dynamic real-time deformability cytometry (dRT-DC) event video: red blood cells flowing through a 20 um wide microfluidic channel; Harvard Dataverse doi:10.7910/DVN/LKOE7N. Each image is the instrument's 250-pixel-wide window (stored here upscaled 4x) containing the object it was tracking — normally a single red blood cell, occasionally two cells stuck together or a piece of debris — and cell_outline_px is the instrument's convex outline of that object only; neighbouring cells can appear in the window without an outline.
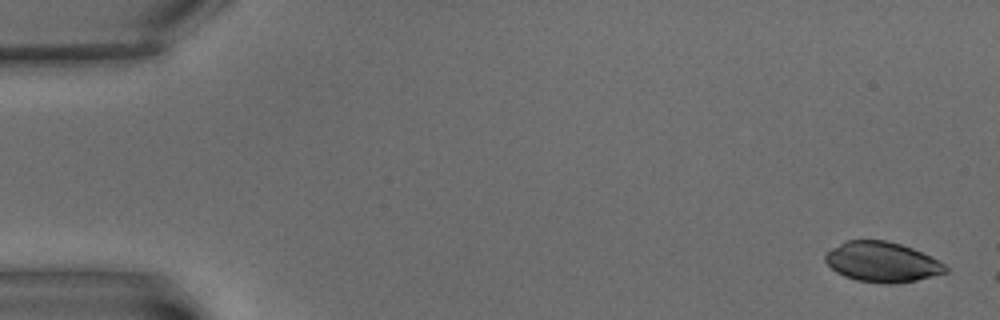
{"species": "common noctule bat (a hibernating species)", "species_latin": "Nyctalus noctula", "temperature_condition": "warm", "stored_images_in_passage": 4, "camera_frame_rate_fps": 3000, "um_per_image_px": 0.085, "animal": {"sex": "male", "body_mass_g": 15.6}, "frame": {"image": 1, "passage_image": 1, "time_ms": 0.0, "image_size_px": [1000, 320], "cell_outline_px": [[948, 272], [916, 280], [892, 284], [884, 284], [856, 280], [844, 276], [836, 272], [824, 260], [824, 256], [832, 248], [844, 240], [884, 240], [900, 244], [912, 248], [944, 264], [948, 268]], "centroid_in_image_um": [74.94, 22.27], "position_along_channel_um": 10.1, "area_um2": 27.92}}